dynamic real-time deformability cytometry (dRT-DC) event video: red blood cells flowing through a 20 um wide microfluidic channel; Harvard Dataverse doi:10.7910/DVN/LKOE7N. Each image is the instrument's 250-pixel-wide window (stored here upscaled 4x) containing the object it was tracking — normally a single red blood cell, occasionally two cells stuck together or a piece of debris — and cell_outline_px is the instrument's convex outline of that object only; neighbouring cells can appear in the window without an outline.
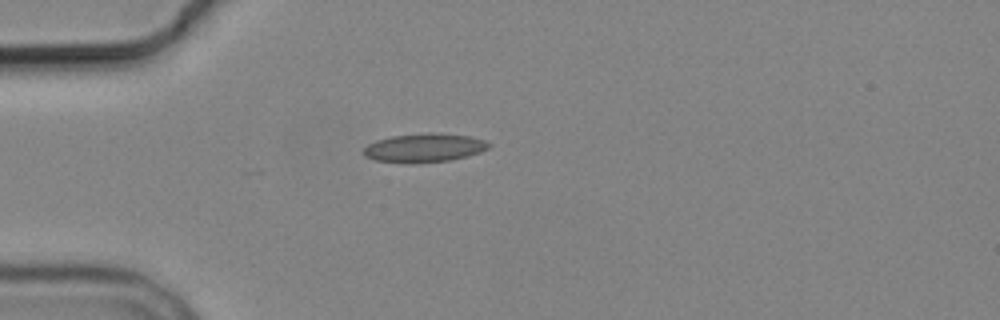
{"species": "common noctule bat (a hibernating species)", "species_latin": "Nyctalus noctula", "temperature_condition": "cold", "stored_images_in_passage": 1, "camera_frame_rate_fps": 3000, "um_per_image_px": 0.085, "animal": {"sex": "male", "body_mass_g": 19.2, "forearm_length_mm": 51.8}, "frame": {"image": 1, "passage_image": 1, "time_ms": 0.0, "image_size_px": [1000, 320], "cell_outline_px": [[492, 144], [488, 148], [480, 152], [468, 156], [452, 160], [376, 160], [364, 156], [360, 152], [368, 144], [376, 140], [392, 136], [428, 132], [432, 132], [468, 136], [484, 140]], "centroid_in_image_um": [36.09, 12.51], "position_along_channel_um": 48.9, "area_um2": 20.11}}